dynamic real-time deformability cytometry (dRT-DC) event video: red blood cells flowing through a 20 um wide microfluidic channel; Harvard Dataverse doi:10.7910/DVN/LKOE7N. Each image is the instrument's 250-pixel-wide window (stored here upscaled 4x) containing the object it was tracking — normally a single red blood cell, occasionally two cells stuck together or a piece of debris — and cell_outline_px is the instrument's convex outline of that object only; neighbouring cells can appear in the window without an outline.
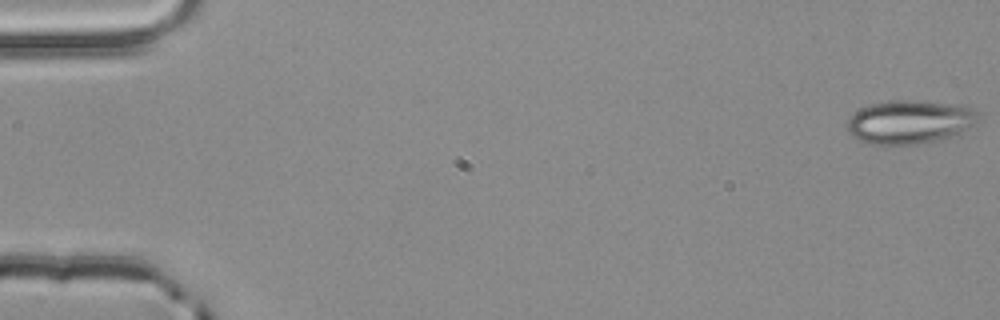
{"species": "common noctule bat (a hibernating species)", "species_latin": "Nyctalus noctula", "temperature_condition": "room temperature", "stored_images_in_passage": 55, "camera_frame_rate_fps": 3000, "um_per_image_px": 0.085, "animal": {"sex": "male", "body_mass_g": 20.4}, "frame": {"image": 1, "passage_image": 1, "time_ms": 0.0, "image_size_px": [1000, 320], "cell_outline_px": [[980, 124], [952, 136], [916, 144], [868, 144], [856, 140], [848, 132], [848, 120], [860, 108], [872, 104], [888, 100], [916, 100], [944, 104], [968, 108], [980, 112]], "centroid_in_image_um": [77.33, 10.37], "position_along_channel_um": 7.7, "area_um2": 33.18}}
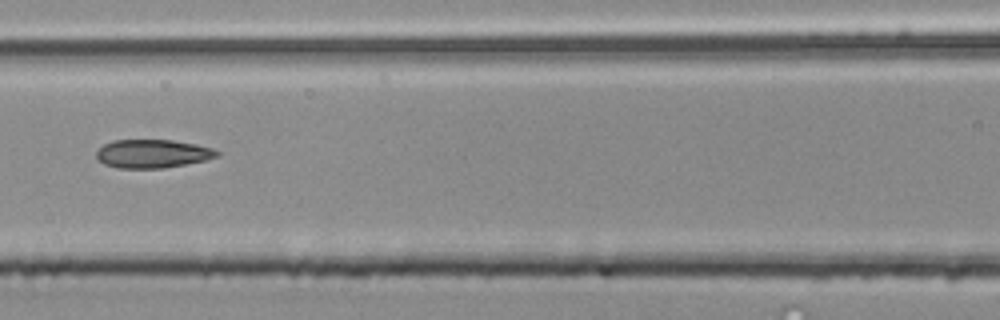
{"frame": {"image": 2, "passage_image": 25, "time_ms": 8.0, "image_size_px": [1000, 320], "cell_outline_px": [[220, 156], [204, 160], [164, 168], [120, 168], [104, 164], [96, 156], [96, 152], [104, 144], [112, 140], [172, 140], [196, 144], [212, 148], [220, 152]], "centroid_in_image_um": [12.98, 13.06], "position_along_channel_um": 153.6, "area_um2": 19.88}}
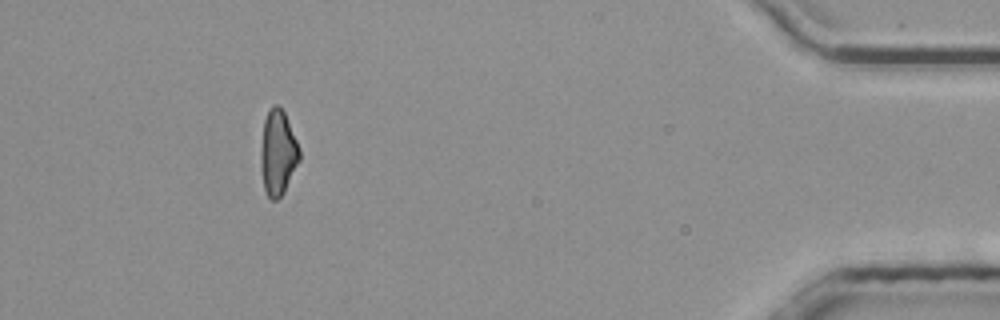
{"frame": {"image": 3, "passage_image": 50, "time_ms": 16.333, "image_size_px": [1000, 320], "cell_outline_px": [[300, 160], [284, 192], [276, 200], [272, 200], [268, 196], [264, 188], [260, 168], [260, 152], [264, 120], [272, 104], [276, 104], [284, 112], [296, 140], [300, 152]], "centroid_in_image_um": [23.61, 13.0], "position_along_channel_um": 411.6, "area_um2": 19.07}, "authors_computed_cell_mechanics": {"area_um2": 20.1722, "velocity_mm_per_s": 3.8571, "shape_relaxation_time_tau1_ms": 7.2419, "shape_relaxation_time_tau2_ms": 2.7064, "deformation_change_tau1": 0.1477, "deformation_change_tau2": 0.1183}}